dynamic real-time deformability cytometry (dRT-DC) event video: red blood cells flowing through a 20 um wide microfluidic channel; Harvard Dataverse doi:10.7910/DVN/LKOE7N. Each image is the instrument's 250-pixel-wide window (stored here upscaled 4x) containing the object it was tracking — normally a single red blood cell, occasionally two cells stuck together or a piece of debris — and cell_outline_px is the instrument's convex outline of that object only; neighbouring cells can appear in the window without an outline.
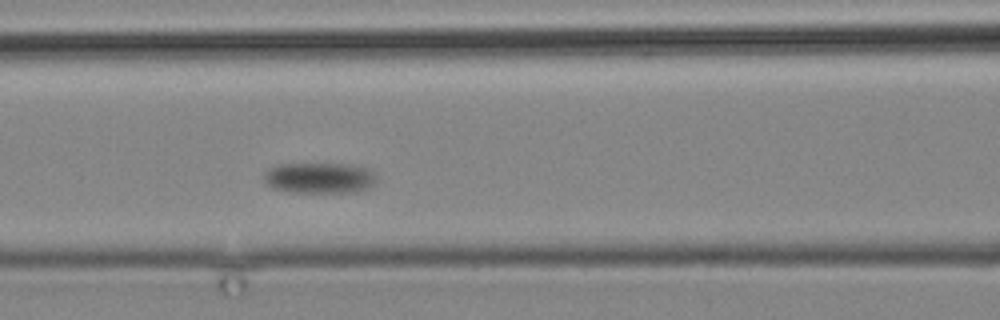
{"species": "common noctule bat (a hibernating species)", "species_latin": "Nyctalus noctula", "temperature_condition": "cold", "stored_images_in_passage": 5, "segment_of_instrument_passage": [1, 2], "camera_frame_rate_fps": 3000, "um_per_image_px": 0.085, "animal": {"sex": "male", "body_mass_g": 19.2, "forearm_length_mm": 51.8}, "frame": {"image": 1, "passage_image": 4, "time_ms": 3.333, "image_size_px": [1000, 320], "cell_outline_px": [[376, 180], [368, 188], [356, 192], [292, 192], [272, 188], [264, 180], [264, 172], [268, 168], [276, 164], [352, 164], [368, 168], [376, 172]], "centroid_in_image_um": [27.16, 15.11], "position_along_channel_um": 139.4, "area_um2": 20.4}}